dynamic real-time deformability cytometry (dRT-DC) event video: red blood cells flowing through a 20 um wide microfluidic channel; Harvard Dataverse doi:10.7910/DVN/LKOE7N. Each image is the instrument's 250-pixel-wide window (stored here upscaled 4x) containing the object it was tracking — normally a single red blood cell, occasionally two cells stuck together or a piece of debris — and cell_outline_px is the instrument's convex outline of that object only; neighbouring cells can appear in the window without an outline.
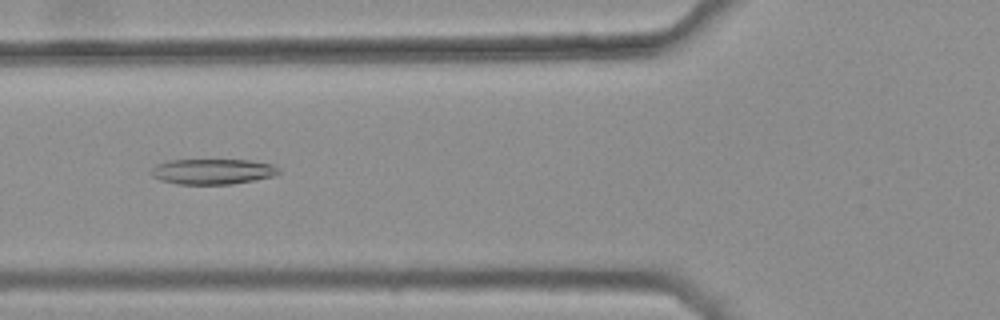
{"species": "common noctule bat (a hibernating species)", "species_latin": "Nyctalus noctula", "temperature_condition": "warm", "stored_images_in_passage": 8, "camera_frame_rate_fps": 3000, "um_per_image_px": 0.085, "animal": {"sex": "female", "body_mass_g": 25.1}, "frame": {"image": 1, "passage_image": 6, "time_ms": 1.667, "image_size_px": [1000, 320], "cell_outline_px": [[280, 172], [276, 176], [232, 184], [176, 184], [160, 180], [152, 176], [148, 172], [152, 168], [168, 160], [252, 160], [272, 164], [280, 168]], "centroid_in_image_um": [18.1, 14.58], "position_along_channel_um": 107.7, "area_um2": 19.07}}
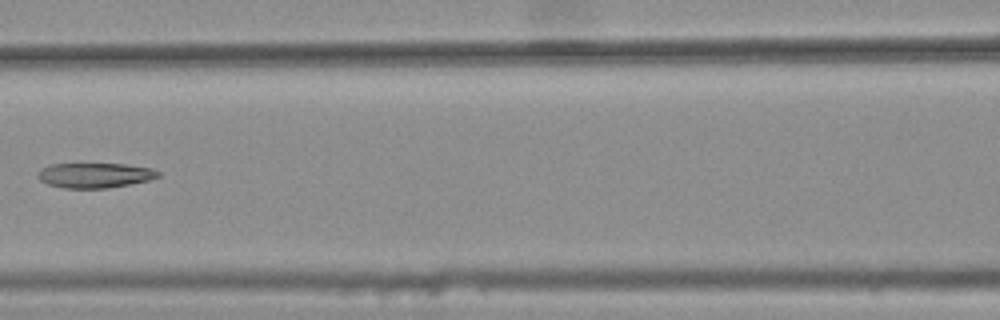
{"frame": {"image": 2, "passage_image": 7, "time_ms": 2.0, "image_size_px": [1000, 320], "cell_outline_px": [[160, 176], [148, 180], [108, 188], [64, 188], [48, 184], [40, 180], [36, 176], [36, 172], [40, 168], [48, 164], [124, 164], [152, 168], [160, 172]], "centroid_in_image_um": [8.01, 14.89], "position_along_channel_um": 158.6, "area_um2": 17.57}}
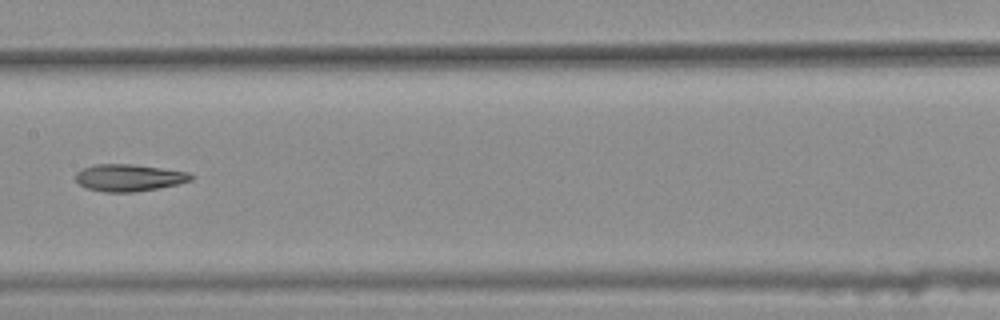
{"frame": {"image": 3, "passage_image": 8, "time_ms": 2.333, "image_size_px": [1000, 320], "cell_outline_px": [[196, 176], [192, 180], [160, 188], [132, 192], [104, 192], [84, 188], [76, 180], [76, 172], [84, 168], [96, 164], [132, 164], [188, 172]], "centroid_in_image_um": [10.96, 15.11], "position_along_channel_um": 196.4, "area_um2": 18.15}}